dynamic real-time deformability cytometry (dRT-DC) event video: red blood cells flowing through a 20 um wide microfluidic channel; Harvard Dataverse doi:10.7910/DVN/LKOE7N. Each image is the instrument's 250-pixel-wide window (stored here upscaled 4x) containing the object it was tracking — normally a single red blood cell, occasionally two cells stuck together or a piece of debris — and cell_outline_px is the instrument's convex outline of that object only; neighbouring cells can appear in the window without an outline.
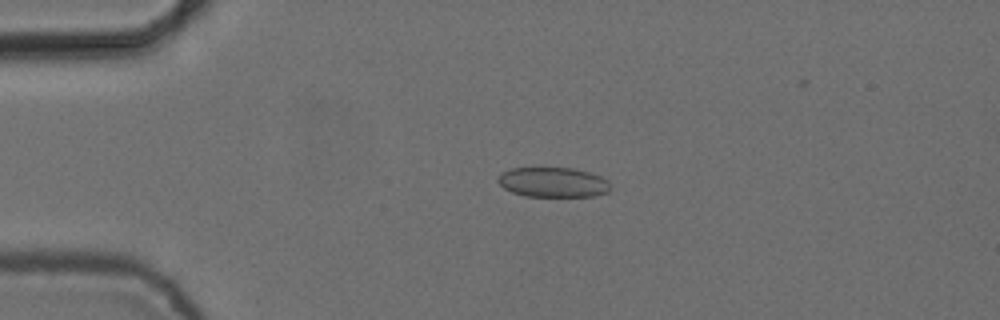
{"species": "common noctule bat (a hibernating species)", "species_latin": "Nyctalus noctula", "temperature_condition": "cold", "stored_images_in_passage": 3, "camera_frame_rate_fps": 3000, "um_per_image_px": 0.085, "animal": {"sex": "female", "body_mass_g": 24.6, "forearm_length_mm": 56.2}, "frame": {"image": 1, "passage_image": 2, "time_ms": 0.333, "image_size_px": [1000, 320], "cell_outline_px": [[612, 188], [608, 192], [596, 196], [524, 196], [512, 192], [504, 188], [496, 180], [500, 172], [512, 168], [572, 168], [588, 172], [600, 176], [608, 180], [612, 184]], "centroid_in_image_um": [47.02, 15.49], "position_along_channel_um": 38.0, "area_um2": 19.77}}